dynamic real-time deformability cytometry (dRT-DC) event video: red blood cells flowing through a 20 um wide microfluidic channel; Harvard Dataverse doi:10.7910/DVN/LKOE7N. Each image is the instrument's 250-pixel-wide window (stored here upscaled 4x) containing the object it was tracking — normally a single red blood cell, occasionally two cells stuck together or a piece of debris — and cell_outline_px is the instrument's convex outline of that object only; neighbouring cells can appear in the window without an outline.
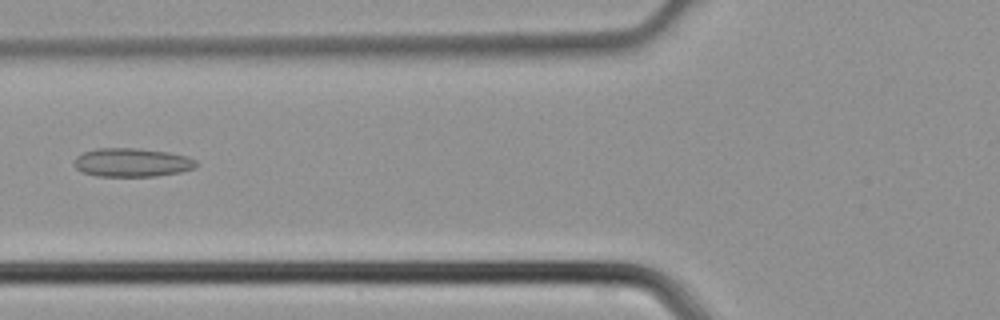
{"species": "common noctule bat (a hibernating species)", "species_latin": "Nyctalus noctula", "temperature_condition": "cold", "stored_images_in_passage": 37, "camera_frame_rate_fps": 3000, "um_per_image_px": 0.085, "animal": {"sex": "male", "body_mass_g": 21.5, "forearm_length_mm": 52.0}, "frame": {"image": 1, "passage_image": 11, "time_ms": 3.333, "image_size_px": [1000, 320], "cell_outline_px": [[196, 168], [180, 172], [156, 176], [96, 176], [80, 172], [76, 168], [76, 156], [84, 152], [96, 148], [136, 148], [168, 152], [188, 156], [196, 160]], "centroid_in_image_um": [11.23, 13.81], "position_along_channel_um": 114.6, "area_um2": 20.4}}
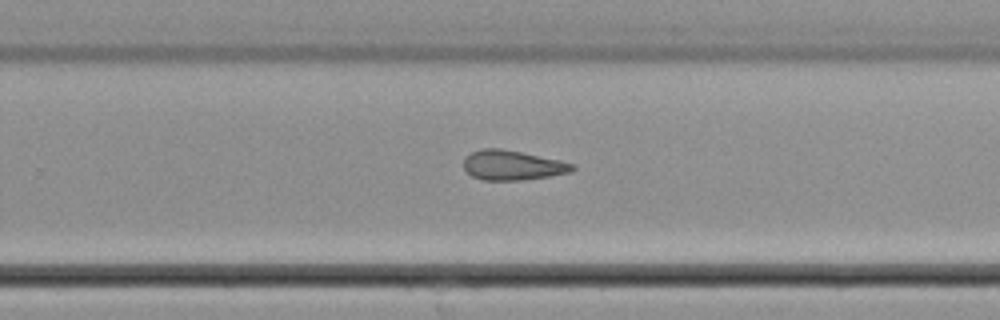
{"frame": {"image": 2, "passage_image": 22, "time_ms": 7.0, "image_size_px": [1000, 320], "cell_outline_px": [[576, 168], [572, 172], [548, 176], [520, 180], [484, 180], [472, 176], [464, 168], [464, 160], [472, 152], [480, 148], [500, 148], [560, 160], [572, 164]], "centroid_in_image_um": [43.56, 14.04], "position_along_channel_um": 286.2, "area_um2": 18.61}}
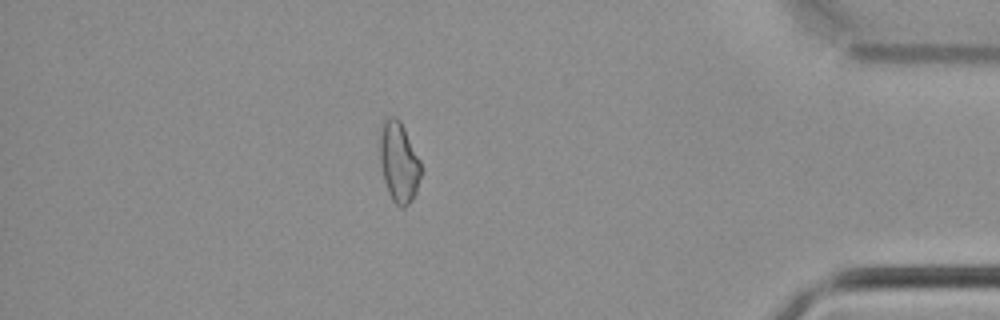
{"frame": {"image": 3, "passage_image": 32, "time_ms": 10.333, "image_size_px": [1000, 320], "cell_outline_px": [[420, 176], [416, 192], [412, 200], [404, 208], [400, 208], [392, 200], [388, 192], [384, 180], [380, 164], [380, 124], [388, 116], [396, 116], [400, 120], [420, 160]], "centroid_in_image_um": [33.88, 13.77], "position_along_channel_um": 401.3, "area_um2": 19.31}}